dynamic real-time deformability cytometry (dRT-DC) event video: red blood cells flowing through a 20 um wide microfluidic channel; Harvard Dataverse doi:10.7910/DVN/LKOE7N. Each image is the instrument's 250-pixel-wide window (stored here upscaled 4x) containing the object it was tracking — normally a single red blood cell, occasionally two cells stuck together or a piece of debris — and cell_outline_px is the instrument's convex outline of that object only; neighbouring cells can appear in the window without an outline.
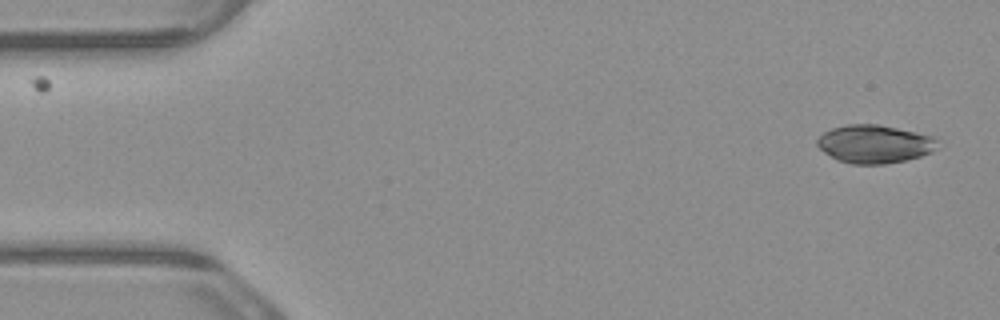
{"species": "common noctule bat (a hibernating species)", "species_latin": "Nyctalus noctula", "temperature_condition": "warm", "stored_images_in_passage": 5, "camera_frame_rate_fps": 3000, "um_per_image_px": 0.085, "animal": {"sex": "male", "body_mass_g": 23.1, "forearm_length_mm": 52.7}, "frame": {"image": 1, "passage_image": 1, "time_ms": 0.0, "image_size_px": [1000, 320], "cell_outline_px": [[936, 148], [932, 152], [920, 156], [904, 160], [884, 164], [852, 164], [836, 160], [824, 152], [816, 144], [816, 140], [824, 132], [832, 128], [844, 124], [880, 124], [936, 136]], "centroid_in_image_um": [74.32, 12.23], "position_along_channel_um": 10.7, "area_um2": 26.93}}
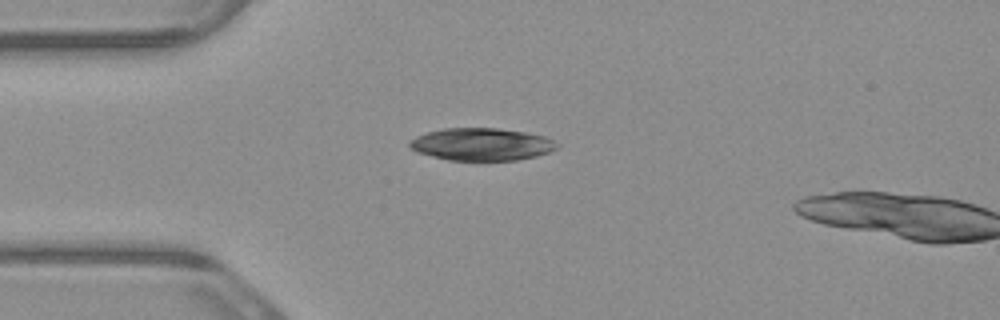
{"frame": {"image": 2, "passage_image": 4, "time_ms": 1.0, "image_size_px": [1000, 320], "cell_outline_px": [[560, 144], [556, 148], [548, 152], [536, 156], [516, 160], [480, 164], [448, 160], [416, 152], [408, 144], [416, 136], [428, 132], [444, 128], [496, 128], [524, 132], [544, 136]], "centroid_in_image_um": [40.93, 12.31], "position_along_channel_um": 44.1, "area_um2": 28.61}}